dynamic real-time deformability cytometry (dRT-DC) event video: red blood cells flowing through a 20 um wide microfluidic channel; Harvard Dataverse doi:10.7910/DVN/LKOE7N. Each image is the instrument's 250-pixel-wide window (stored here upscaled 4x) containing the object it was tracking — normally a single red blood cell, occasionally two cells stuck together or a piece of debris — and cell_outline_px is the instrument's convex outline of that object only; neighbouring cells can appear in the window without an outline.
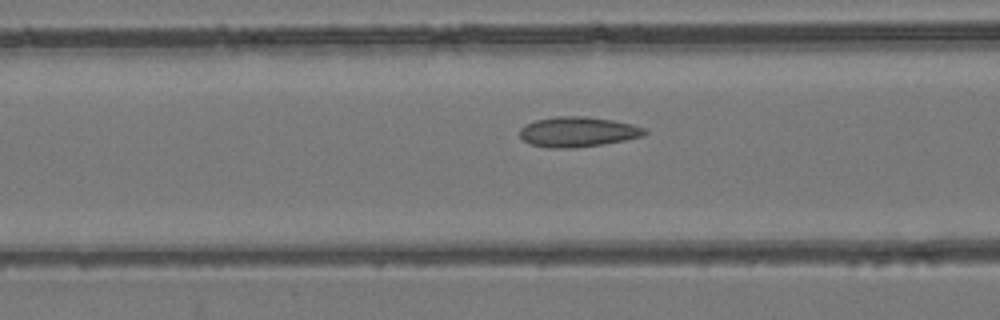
{"species": "common noctule bat (a hibernating species)", "species_latin": "Nyctalus noctula", "temperature_condition": "room temperature", "stored_images_in_passage": 54, "camera_frame_rate_fps": 3000, "um_per_image_px": 0.085, "animal": {"sex": "female", "body_mass_g": 24.6, "forearm_length_mm": 56.2}, "frame": {"image": 1, "passage_image": 22, "time_ms": 7.0, "image_size_px": [1000, 320], "cell_outline_px": [[648, 132], [644, 136], [604, 144], [572, 148], [548, 148], [528, 144], [520, 136], [520, 128], [524, 124], [536, 120], [556, 116], [588, 116], [612, 120], [632, 124], [644, 128]], "centroid_in_image_um": [49.09, 11.21], "position_along_channel_um": 117.5, "area_um2": 22.08}}
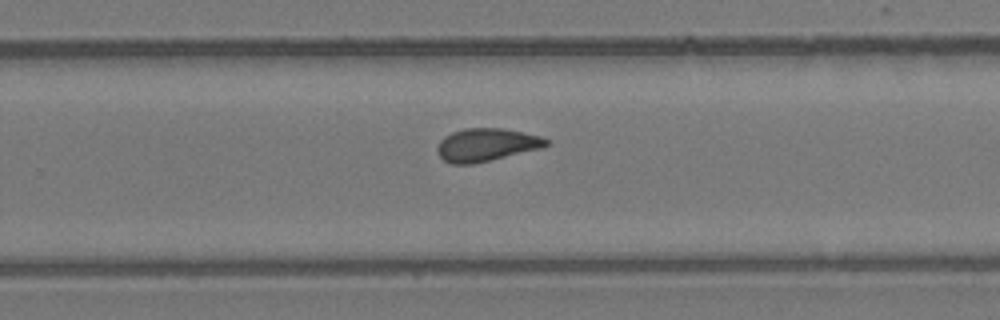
{"frame": {"image": 2, "passage_image": 35, "time_ms": 11.333, "image_size_px": [1000, 320], "cell_outline_px": [[548, 144], [544, 148], [472, 164], [452, 164], [444, 160], [436, 152], [436, 148], [440, 140], [444, 136], [452, 132], [464, 128], [500, 128], [544, 136], [548, 140]], "centroid_in_image_um": [41.35, 12.3], "position_along_channel_um": 288.5, "area_um2": 21.04}}
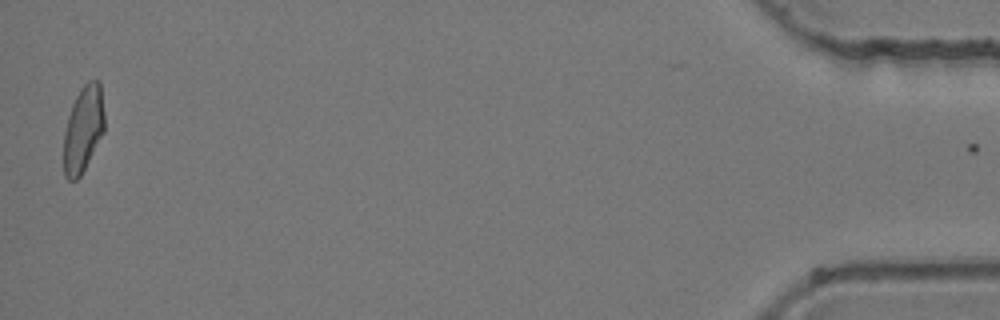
{"frame": {"image": 3, "passage_image": 53, "time_ms": 17.333, "image_size_px": [1000, 320], "cell_outline_px": [[104, 132], [80, 176], [76, 180], [68, 180], [64, 176], [64, 132], [68, 116], [72, 104], [80, 88], [88, 80], [100, 80], [104, 112]], "centroid_in_image_um": [7.08, 10.94], "position_along_channel_um": 428.1, "area_um2": 20.52}, "authors_computed_cell_mechanics": {"area_um2": 21.0681, "velocity_mm_per_s": 3.9486, "shape_relaxation_time_tau1_ms": null, "shape_relaxation_time_tau2_ms": 1.7965, "deformation_change_tau1": null, "deformation_change_tau2": 0.0709}}